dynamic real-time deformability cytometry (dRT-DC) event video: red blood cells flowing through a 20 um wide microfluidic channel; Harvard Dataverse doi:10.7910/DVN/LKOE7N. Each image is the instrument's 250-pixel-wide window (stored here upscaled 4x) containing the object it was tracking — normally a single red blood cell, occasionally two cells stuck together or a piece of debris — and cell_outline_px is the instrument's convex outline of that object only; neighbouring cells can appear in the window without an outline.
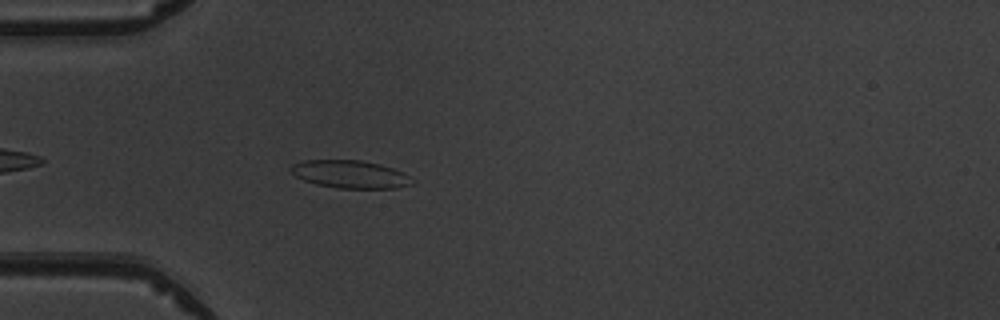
{"species": "common noctule bat (a hibernating species)", "species_latin": "Nyctalus noctula", "temperature_condition": "warm", "stored_images_in_passage": 3, "camera_frame_rate_fps": 3000, "um_per_image_px": 0.085, "animal": {"sex": "male", "body_mass_g": 19.5, "forearm_length_mm": 54.6}, "frame": {"image": 1, "passage_image": 3, "time_ms": 3.333, "image_size_px": [1000, 320], "cell_outline_px": [[412, 184], [396, 188], [336, 188], [316, 184], [304, 180], [296, 176], [288, 168], [292, 164], [304, 160], [360, 160], [380, 164], [404, 172], [408, 176]], "centroid_in_image_um": [29.72, 14.8], "position_along_channel_um": 55.3, "area_um2": 19.54}}